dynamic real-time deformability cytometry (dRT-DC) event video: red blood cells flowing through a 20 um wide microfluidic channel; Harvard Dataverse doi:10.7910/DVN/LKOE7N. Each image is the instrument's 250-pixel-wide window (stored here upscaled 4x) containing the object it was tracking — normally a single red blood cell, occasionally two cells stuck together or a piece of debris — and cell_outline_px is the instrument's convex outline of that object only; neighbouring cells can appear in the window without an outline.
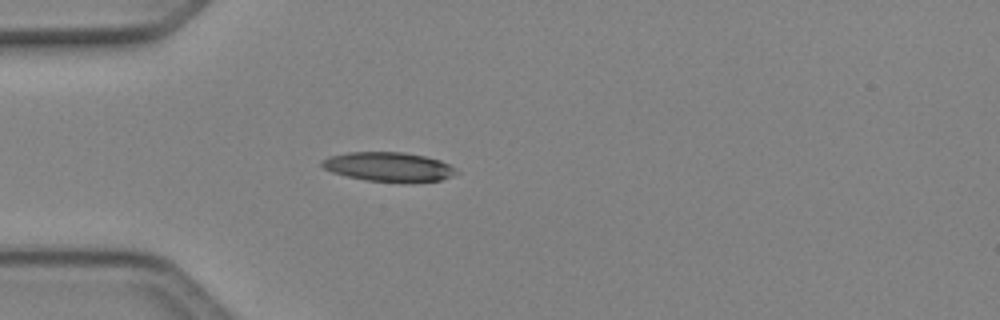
{"species": "Egyptian fruit bat (a non-hibernating species)", "species_latin": "Rousettus aegyptiacus", "temperature_condition": "cold", "stored_images_in_passage": 36, "camera_frame_rate_fps": 3000, "um_per_image_px": 0.085, "animal": {"sex": "female"}, "frame": {"image": 1, "passage_image": 1, "time_ms": 0.0, "image_size_px": [1000, 320], "cell_outline_px": [[460, 172], [452, 176], [440, 180], [368, 180], [348, 176], [332, 172], [324, 168], [320, 164], [320, 160], [328, 156], [348, 152], [404, 152], [424, 156], [440, 160], [448, 164]], "centroid_in_image_um": [32.98, 14.14], "position_along_channel_um": 52.0, "area_um2": 22.25}}
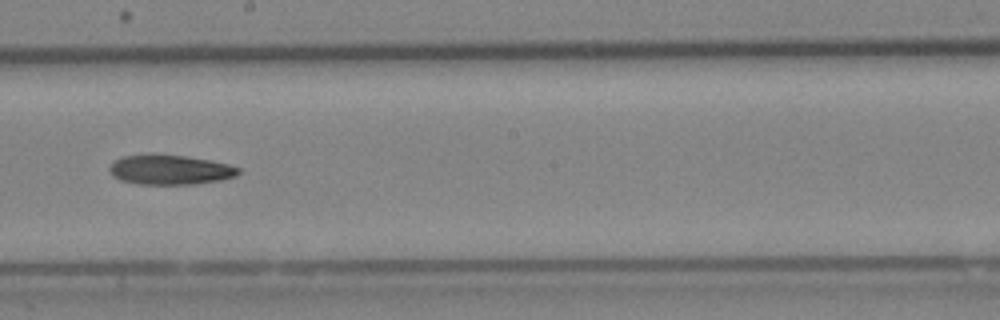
{"frame": {"image": 2, "passage_image": 15, "time_ms": 4.667, "image_size_px": [1000, 320], "cell_outline_px": [[240, 172], [236, 176], [220, 180], [196, 184], [140, 184], [120, 180], [112, 176], [108, 168], [116, 160], [124, 156], [148, 152], [188, 156], [212, 160], [228, 164], [240, 168]], "centroid_in_image_um": [14.45, 14.4], "position_along_channel_um": 233.8, "area_um2": 22.83}}
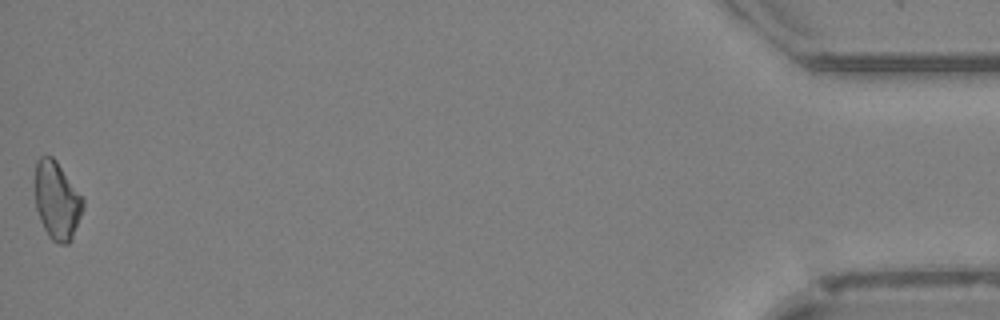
{"frame": {"image": 3, "passage_image": 36, "time_ms": 11.667, "image_size_px": [1000, 320], "cell_outline_px": [[84, 208], [72, 240], [68, 244], [60, 244], [52, 240], [48, 236], [40, 220], [36, 208], [36, 160], [40, 156], [52, 156], [56, 160], [84, 200]], "centroid_in_image_um": [4.85, 17.08], "position_along_channel_um": 430.3, "area_um2": 21.68}}